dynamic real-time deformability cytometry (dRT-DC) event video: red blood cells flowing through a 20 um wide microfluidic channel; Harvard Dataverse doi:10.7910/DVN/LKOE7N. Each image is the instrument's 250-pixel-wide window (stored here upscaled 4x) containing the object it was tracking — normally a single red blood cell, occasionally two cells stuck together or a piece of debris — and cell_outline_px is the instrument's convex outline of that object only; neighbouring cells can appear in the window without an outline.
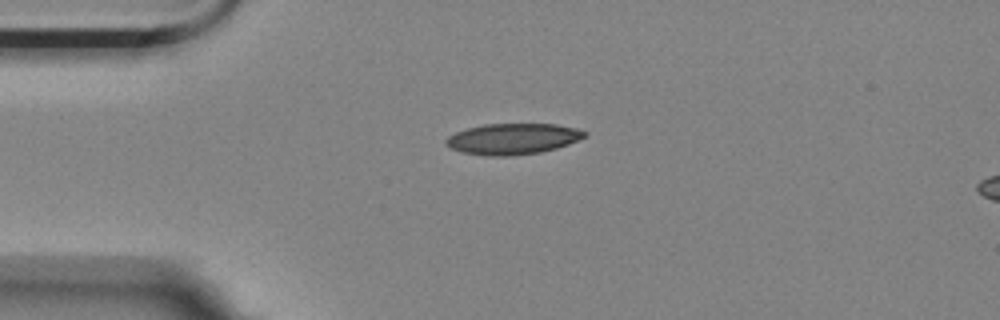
{"species": "Egyptian fruit bat (a non-hibernating species)", "species_latin": "Rousettus aegyptiacus", "temperature_condition": "room temperature", "stored_images_in_passage": 5, "camera_frame_rate_fps": 3000, "um_per_image_px": 0.085, "animal": {"sex": "female"}, "frame": {"image": 1, "passage_image": 5, "time_ms": 1.333, "image_size_px": [1000, 320], "cell_outline_px": [[588, 132], [584, 136], [568, 144], [556, 148], [540, 152], [508, 156], [488, 156], [464, 152], [452, 148], [444, 144], [444, 140], [448, 136], [456, 132], [468, 128], [484, 124], [556, 124], [576, 128]], "centroid_in_image_um": [43.56, 11.8], "position_along_channel_um": 41.4, "area_um2": 24.8}}